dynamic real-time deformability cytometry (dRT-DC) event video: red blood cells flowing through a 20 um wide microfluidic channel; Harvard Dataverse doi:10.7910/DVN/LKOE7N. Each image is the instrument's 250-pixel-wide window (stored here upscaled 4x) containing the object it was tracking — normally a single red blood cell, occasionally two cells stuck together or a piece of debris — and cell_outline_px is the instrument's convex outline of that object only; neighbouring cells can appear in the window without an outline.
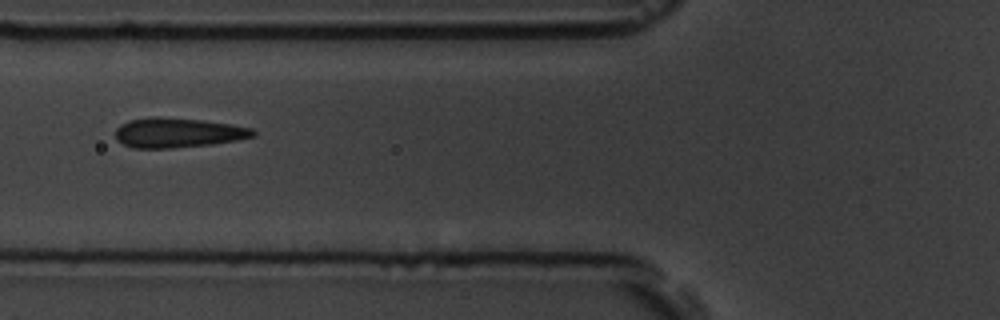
{"species": "common noctule bat (a hibernating species)", "species_latin": "Nyctalus noctula", "temperature_condition": "room temperature", "stored_images_in_passage": 16, "camera_frame_rate_fps": 3000, "um_per_image_px": 0.085, "animal": {"sex": "male", "body_mass_g": 19.5, "forearm_length_mm": 54.6}, "frame": {"image": 1, "passage_image": 6, "time_ms": 5.667, "image_size_px": [1000, 320], "cell_outline_px": [[256, 136], [236, 140], [212, 144], [172, 148], [132, 148], [116, 140], [116, 128], [120, 124], [128, 120], [148, 116], [160, 116], [204, 120], [232, 124], [252, 128], [256, 132]], "centroid_in_image_um": [15.1, 11.26], "position_along_channel_um": 110.7, "area_um2": 24.22}}
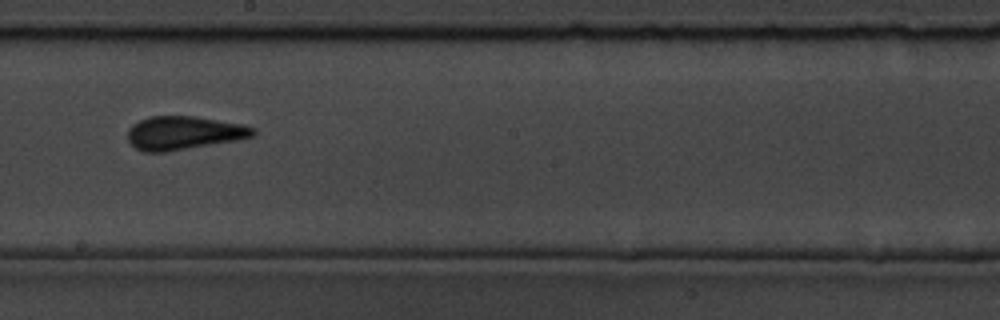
{"frame": {"image": 2, "passage_image": 9, "time_ms": 9.0, "image_size_px": [1000, 320], "cell_outline_px": [[256, 132], [252, 136], [240, 140], [164, 152], [144, 152], [136, 148], [128, 140], [128, 128], [132, 124], [148, 116], [196, 116], [244, 124], [256, 128]], "centroid_in_image_um": [15.65, 11.29], "position_along_channel_um": 232.6, "area_um2": 24.68}}
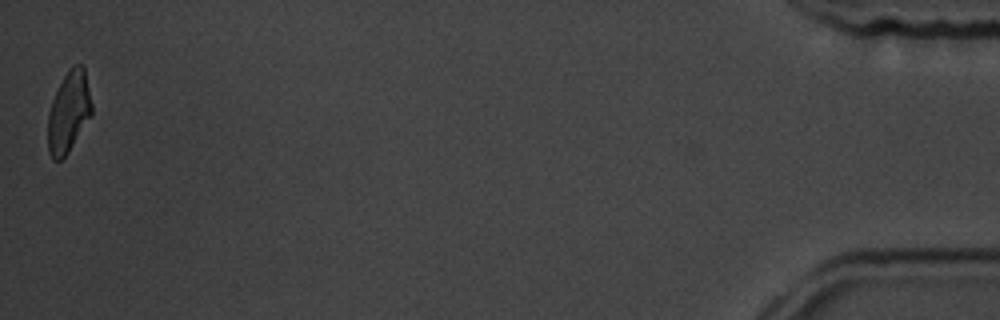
{"frame": {"image": 3, "passage_image": 16, "time_ms": 17.0, "image_size_px": [1000, 320], "cell_outline_px": [[92, 116], [68, 152], [60, 160], [52, 160], [48, 152], [48, 112], [52, 100], [68, 68], [72, 64], [84, 64], [92, 104]], "centroid_in_image_um": [5.85, 9.5], "position_along_channel_um": 429.3, "area_um2": 20.92}, "authors_computed_cell_mechanics": {"area_um2": 23.2067, "velocity_mm_per_s": 3.6639, "shape_relaxation_time_tau1_ms": 2.1767, "shape_relaxation_time_tau2_ms": 0.7389, "deformation_change_tau1": 0.1269, "deformation_change_tau2": 0.1085}}